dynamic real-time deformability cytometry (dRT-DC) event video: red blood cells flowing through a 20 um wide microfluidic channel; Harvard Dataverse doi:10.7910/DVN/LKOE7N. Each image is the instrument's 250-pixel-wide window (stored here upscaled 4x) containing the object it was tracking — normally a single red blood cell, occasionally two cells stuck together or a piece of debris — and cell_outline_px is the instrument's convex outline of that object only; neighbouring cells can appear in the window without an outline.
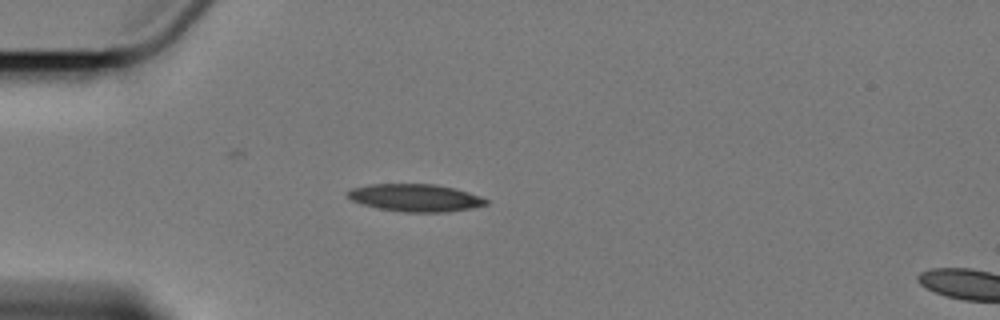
{"species": "Egyptian fruit bat (a non-hibernating species)", "species_latin": "Rousettus aegyptiacus", "temperature_condition": "cold", "stored_images_in_passage": 2, "segment_of_instrument_passage": [1, 2], "camera_frame_rate_fps": 3000, "um_per_image_px": 0.085, "animal": {"sex": "female"}, "frame": {"image": 1, "passage_image": 1, "time_ms": 0.0, "image_size_px": [1000, 320], "cell_outline_px": [[488, 204], [472, 208], [444, 212], [404, 212], [380, 208], [364, 204], [352, 200], [344, 192], [352, 188], [368, 184], [436, 184], [456, 188], [480, 196], [488, 200]], "centroid_in_image_um": [35.32, 16.8], "position_along_channel_um": 49.7, "area_um2": 22.14}}